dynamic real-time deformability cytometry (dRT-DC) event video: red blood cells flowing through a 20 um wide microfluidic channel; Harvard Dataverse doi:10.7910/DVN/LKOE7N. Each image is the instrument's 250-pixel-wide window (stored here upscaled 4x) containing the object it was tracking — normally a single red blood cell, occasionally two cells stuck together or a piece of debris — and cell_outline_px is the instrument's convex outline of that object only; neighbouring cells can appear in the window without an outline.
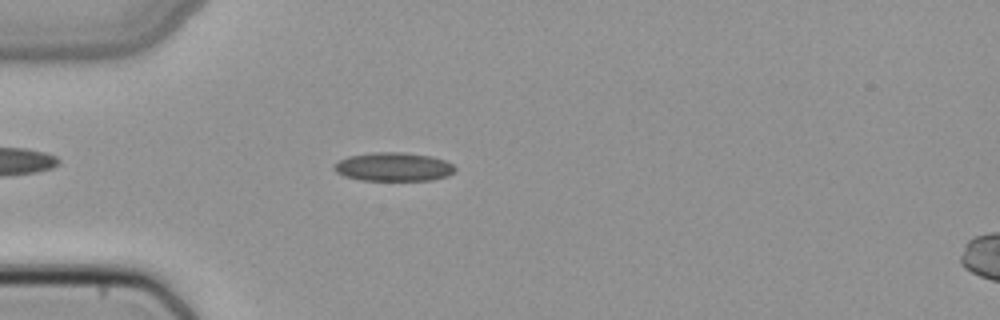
{"species": "common noctule bat (a hibernating species)", "species_latin": "Nyctalus noctula", "temperature_condition": "cold", "stored_images_in_passage": 39, "camera_frame_rate_fps": 3000, "um_per_image_px": 0.085, "animal": {"sex": "female", "body_mass_g": 22.7, "forearm_length_mm": 54.2}, "frame": {"image": 1, "passage_image": 14, "time_ms": 4.333, "image_size_px": [1000, 320], "cell_outline_px": [[456, 172], [448, 176], [432, 180], [360, 180], [344, 176], [336, 172], [332, 168], [332, 164], [348, 156], [372, 152], [404, 152], [432, 156], [444, 160], [452, 164], [456, 168]], "centroid_in_image_um": [33.44, 14.18], "position_along_channel_um": 51.6, "area_um2": 20.46}}
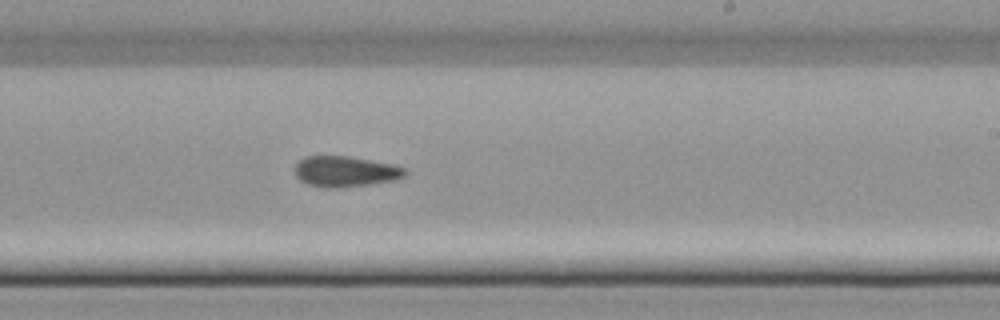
{"frame": {"image": 2, "passage_image": 30, "time_ms": 9.667, "image_size_px": [1000, 320], "cell_outline_px": [[408, 172], [404, 176], [396, 180], [368, 184], [336, 188], [324, 188], [308, 184], [300, 180], [296, 176], [296, 164], [304, 156], [348, 156], [392, 164], [404, 168]], "centroid_in_image_um": [29.35, 14.58], "position_along_channel_um": 259.6, "area_um2": 19.59}}
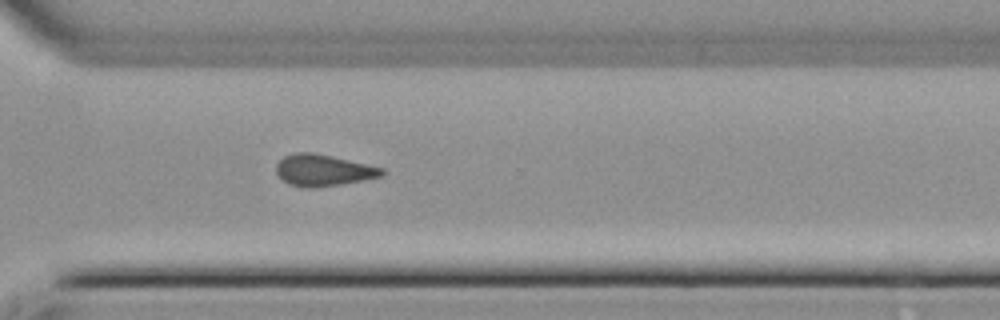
{"frame": {"image": 3, "passage_image": 36, "time_ms": 11.667, "image_size_px": [1000, 320], "cell_outline_px": [[384, 176], [364, 180], [316, 188], [308, 188], [288, 184], [276, 172], [276, 164], [284, 156], [296, 152], [312, 152], [332, 156], [368, 164], [384, 168]], "centroid_in_image_um": [27.49, 14.47], "position_along_channel_um": 343.1, "area_um2": 19.48}}